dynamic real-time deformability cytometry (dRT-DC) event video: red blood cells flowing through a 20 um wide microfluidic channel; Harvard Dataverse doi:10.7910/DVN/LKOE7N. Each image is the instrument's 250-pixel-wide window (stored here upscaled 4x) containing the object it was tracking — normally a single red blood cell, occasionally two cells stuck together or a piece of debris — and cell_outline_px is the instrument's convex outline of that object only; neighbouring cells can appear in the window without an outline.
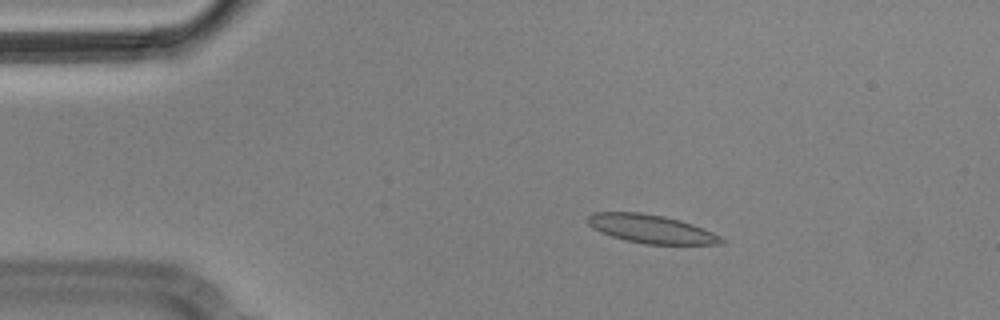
{"species": "Egyptian fruit bat (a non-hibernating species)", "species_latin": "Rousettus aegyptiacus", "temperature_condition": "cold", "stored_images_in_passage": 6, "camera_frame_rate_fps": 3000, "um_per_image_px": 0.085, "animal": {"sex": "male"}, "frame": {"image": 1, "passage_image": 3, "time_ms": 0.667, "image_size_px": [1000, 320], "cell_outline_px": [[724, 244], [644, 244], [624, 240], [600, 232], [592, 228], [588, 224], [588, 216], [592, 212], [640, 212], [664, 216], [680, 220], [692, 224], [712, 232], [720, 236], [724, 240]], "centroid_in_image_um": [55.32, 19.46], "position_along_channel_um": 29.7, "area_um2": 22.14}}